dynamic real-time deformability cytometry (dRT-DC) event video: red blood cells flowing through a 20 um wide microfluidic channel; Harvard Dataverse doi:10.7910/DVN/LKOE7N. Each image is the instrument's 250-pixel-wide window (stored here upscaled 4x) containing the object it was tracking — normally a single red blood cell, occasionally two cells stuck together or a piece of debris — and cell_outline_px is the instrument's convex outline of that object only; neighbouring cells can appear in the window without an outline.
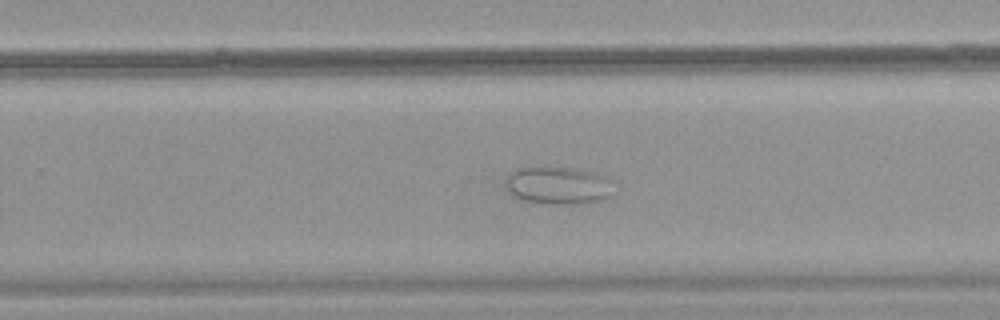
{"species": "common noctule bat (a hibernating species)", "species_latin": "Nyctalus noctula", "temperature_condition": "warm", "stored_images_in_passage": 48, "camera_frame_rate_fps": 3000, "um_per_image_px": 0.085, "animal": {"sex": "female", "body_mass_g": 18.4}, "frame": {"image": 1, "passage_image": 28, "time_ms": 9.0, "image_size_px": [1000, 320], "cell_outline_px": [[616, 192], [604, 200], [572, 204], [548, 204], [524, 200], [516, 196], [504, 188], [504, 184], [508, 176], [516, 168], [524, 164], [544, 164], [580, 168], [600, 172], [608, 176]], "centroid_in_image_um": [47.47, 15.68], "position_along_channel_um": 282.3, "area_um2": 25.32}}